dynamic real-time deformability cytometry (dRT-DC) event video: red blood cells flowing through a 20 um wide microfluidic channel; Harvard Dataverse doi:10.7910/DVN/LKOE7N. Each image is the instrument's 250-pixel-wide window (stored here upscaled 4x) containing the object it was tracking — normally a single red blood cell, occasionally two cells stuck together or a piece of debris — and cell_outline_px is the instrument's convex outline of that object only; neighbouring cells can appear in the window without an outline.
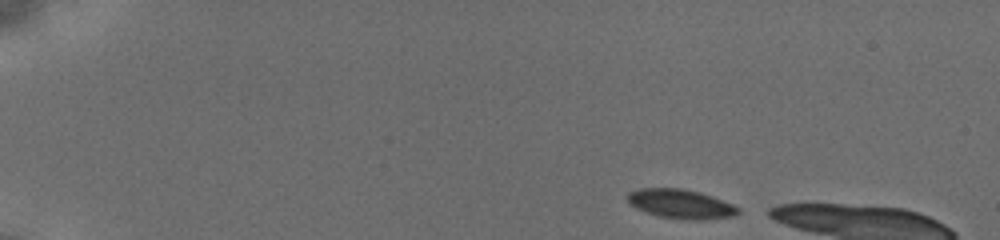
{"species": "common noctule bat (a hibernating species)", "species_latin": "Nyctalus noctula", "temperature_condition": "cold", "stored_images_in_passage": 8, "camera_frame_rate_fps": 3000, "um_per_image_px": 0.085, "animal": {"sex": "female", "body_mass_g": 19.5, "forearm_length_mm": 54.1}, "frame": {"image": 1, "passage_image": 1, "time_ms": 0.0, "image_size_px": [1000, 240], "cell_outline_px": [[740, 212], [732, 216], [704, 220], [692, 220], [660, 216], [636, 208], [628, 204], [628, 192], [640, 188], [680, 188], [700, 192], [712, 196], [732, 204], [740, 208]], "centroid_in_image_um": [57.87, 17.33], "position_along_channel_um": 27.1, "area_um2": 18.73}}